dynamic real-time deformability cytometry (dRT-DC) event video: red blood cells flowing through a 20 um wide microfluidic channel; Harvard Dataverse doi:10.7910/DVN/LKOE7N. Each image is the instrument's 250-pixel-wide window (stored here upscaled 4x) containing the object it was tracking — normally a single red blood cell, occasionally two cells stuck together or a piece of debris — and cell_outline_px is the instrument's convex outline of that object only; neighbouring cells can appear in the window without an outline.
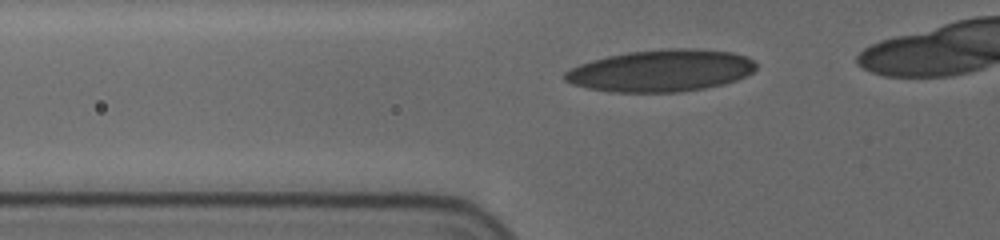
{"species": "human", "species_latin": "Homo sapiens", "temperature_condition": "cold", "stored_images_in_passage": 30, "camera_frame_rate_fps": 3000, "um_per_image_px": 0.085, "donor": {"sex": "female"}, "frame": {"image": 1, "passage_image": 2, "time_ms": 0.333, "image_size_px": [1000, 240], "cell_outline_px": [[756, 68], [752, 72], [736, 80], [724, 84], [704, 88], [680, 92], [612, 92], [588, 88], [572, 84], [564, 80], [564, 72], [580, 64], [592, 60], [608, 56], [628, 52], [664, 48], [700, 48], [732, 52], [748, 56], [756, 64]], "centroid_in_image_um": [56.2, 6.0], "position_along_channel_um": 69.6, "area_um2": 46.93}}
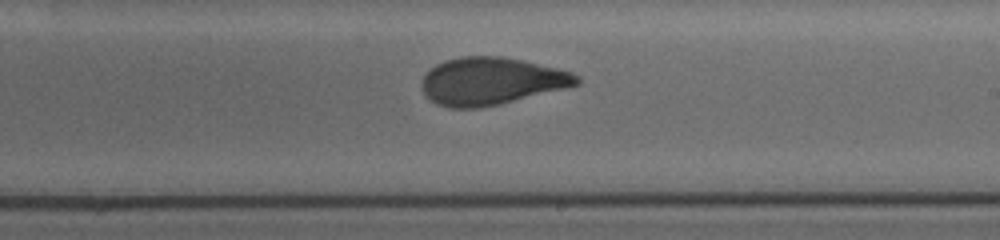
{"frame": {"image": 2, "passage_image": 17, "time_ms": 5.333, "image_size_px": [1000, 240], "cell_outline_px": [[580, 84], [568, 88], [500, 104], [480, 108], [448, 108], [436, 104], [420, 88], [420, 80], [436, 64], [444, 60], [460, 56], [500, 56], [524, 60], [572, 72], [580, 76]], "centroid_in_image_um": [41.77, 6.9], "position_along_channel_um": 247.2, "area_um2": 43.18}}
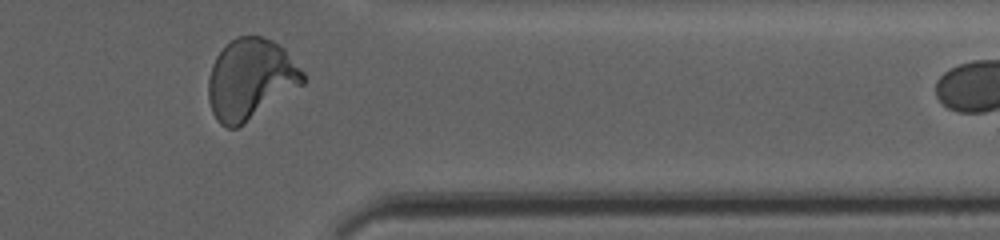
{"frame": {"image": 3, "passage_image": 29, "time_ms": 9.333, "image_size_px": [1000, 240], "cell_outline_px": [[304, 84], [236, 128], [228, 128], [220, 124], [216, 120], [212, 112], [208, 100], [208, 76], [212, 64], [216, 56], [236, 36], [260, 36], [272, 40], [284, 48], [304, 72]], "centroid_in_image_um": [21.28, 6.73], "position_along_channel_um": 390.1, "area_um2": 44.27}, "authors_computed_cell_mechanics": {"area_um2": 43.2344, "velocity_mm_per_s": 3.6797, "shape_relaxation_time_tau1_ms": 5.7009, "shape_relaxation_time_tau2_ms": 1.1537, "deformation_change_tau1": 0.1936, "deformation_change_tau2": 0.0687}}